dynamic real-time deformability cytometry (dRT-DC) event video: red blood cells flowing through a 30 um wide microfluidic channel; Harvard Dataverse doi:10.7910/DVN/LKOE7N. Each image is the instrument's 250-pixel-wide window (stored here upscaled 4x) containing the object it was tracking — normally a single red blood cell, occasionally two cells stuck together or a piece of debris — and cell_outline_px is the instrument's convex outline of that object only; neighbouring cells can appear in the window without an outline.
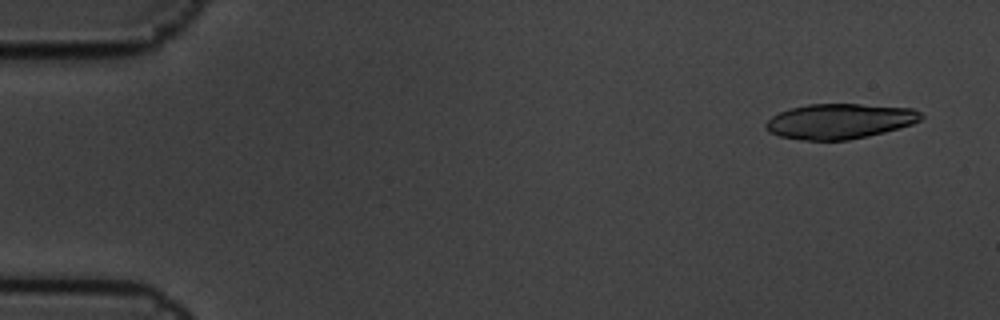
{"species": "common noctule bat (a hibernating species)", "species_latin": "Nyctalus noctula", "temperature_condition": "cold", "stored_images_in_passage": 5, "camera_frame_rate_fps": 3000, "um_per_image_px": 0.085, "animal": {"sex": "male", "body_mass_g": 19.5, "forearm_length_mm": 54.6}, "frame": {"image": 1, "passage_image": 1, "time_ms": 0.0, "image_size_px": [1000, 320], "cell_outline_px": [[924, 116], [920, 120], [912, 124], [884, 132], [848, 140], [800, 140], [780, 136], [768, 132], [764, 128], [764, 124], [772, 116], [780, 112], [792, 108], [808, 104], [860, 104], [912, 108], [920, 112]], "centroid_in_image_um": [71.35, 10.3], "position_along_channel_um": 13.7, "area_um2": 31.73}}